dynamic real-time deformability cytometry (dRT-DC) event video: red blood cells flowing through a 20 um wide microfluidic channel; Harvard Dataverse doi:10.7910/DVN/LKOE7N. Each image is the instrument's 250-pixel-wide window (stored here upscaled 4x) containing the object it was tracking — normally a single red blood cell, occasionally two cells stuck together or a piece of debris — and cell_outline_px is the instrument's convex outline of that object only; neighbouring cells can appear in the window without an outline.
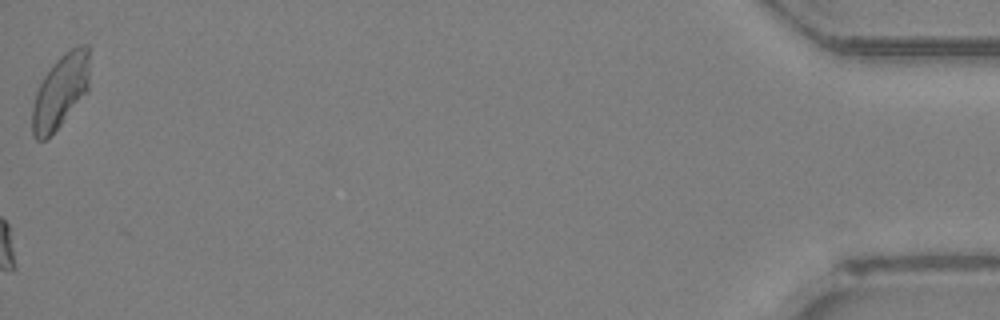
{"species": "Egyptian fruit bat (a non-hibernating species)", "species_latin": "Rousettus aegyptiacus", "temperature_condition": "room temperature", "stored_images_in_passage": 36, "camera_frame_rate_fps": 3000, "um_per_image_px": 0.085, "animal": {"sex": "female"}, "frame": {"image": 1, "passage_image": 36, "time_ms": 11.667, "image_size_px": [1000, 320], "cell_outline_px": [[88, 92], [60, 124], [44, 140], [36, 140], [32, 136], [32, 108], [36, 92], [44, 76], [56, 60], [64, 52], [80, 44], [88, 44]], "centroid_in_image_um": [5.13, 7.75], "position_along_channel_um": 430.1, "area_um2": 24.22}}